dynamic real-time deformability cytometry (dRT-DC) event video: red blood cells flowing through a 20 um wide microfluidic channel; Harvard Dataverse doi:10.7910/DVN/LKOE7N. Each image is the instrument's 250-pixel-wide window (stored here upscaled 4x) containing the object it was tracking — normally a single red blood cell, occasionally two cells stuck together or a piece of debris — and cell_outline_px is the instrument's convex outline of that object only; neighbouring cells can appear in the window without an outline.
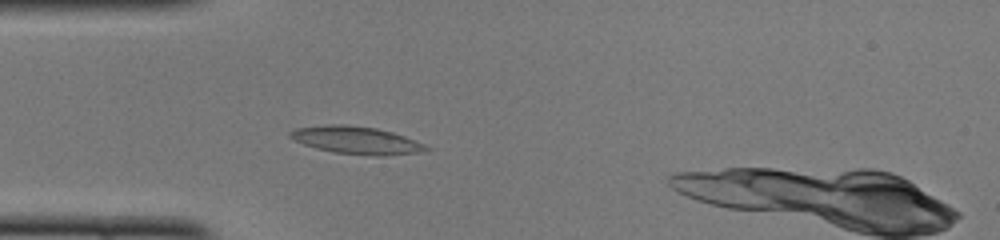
{"species": "common noctule bat (a hibernating species)", "species_latin": "Nyctalus noctula", "temperature_condition": "cold", "stored_images_in_passage": 44, "camera_frame_rate_fps": 3000, "um_per_image_px": 0.085, "animal": {"sex": "female", "body_mass_g": 22.0, "forearm_length_mm": 56.7}, "frame": {"image": 1, "passage_image": 13, "time_ms": 4.0, "image_size_px": [1000, 240], "cell_outline_px": [[432, 148], [416, 152], [380, 156], [376, 156], [332, 152], [316, 148], [304, 144], [288, 136], [288, 132], [296, 128], [324, 124], [344, 124], [376, 128], [392, 132], [404, 136], [424, 144]], "centroid_in_image_um": [30.24, 11.9], "position_along_channel_um": 54.8, "area_um2": 21.68}}
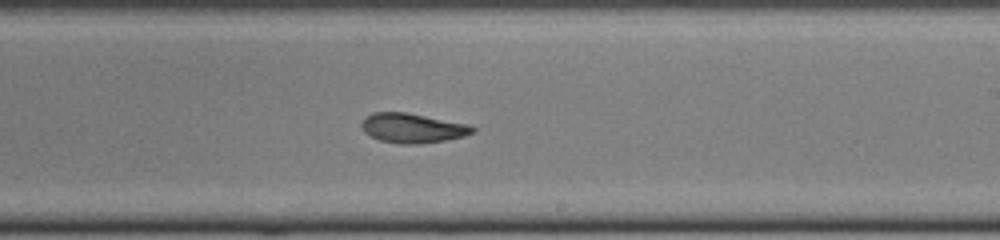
{"frame": {"image": 2, "passage_image": 28, "time_ms": 9.0, "image_size_px": [1000, 240], "cell_outline_px": [[476, 128], [472, 132], [464, 136], [444, 140], [416, 144], [400, 144], [380, 140], [364, 132], [360, 124], [364, 116], [372, 112], [408, 112], [468, 124]], "centroid_in_image_um": [35.02, 10.87], "position_along_channel_um": 254.0, "area_um2": 19.13}}
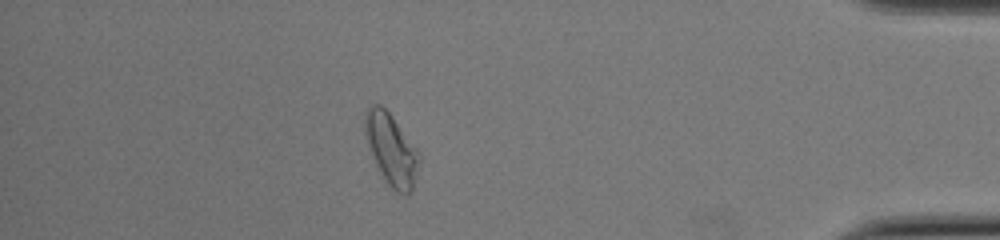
{"frame": {"image": 3, "passage_image": 42, "time_ms": 13.667, "image_size_px": [1000, 240], "cell_outline_px": [[420, 160], [412, 192], [408, 196], [396, 192], [384, 180], [376, 168], [368, 148], [364, 132], [364, 112], [372, 104], [380, 104], [392, 116], [420, 152]], "centroid_in_image_um": [33.25, 12.73], "position_along_channel_um": 402.0, "area_um2": 23.06}, "authors_computed_cell_mechanics": {"area_um2": 19.8254, "velocity_mm_per_s": 4.0808, "shape_relaxation_time_tau1_ms": 10.3797, "shape_relaxation_time_tau2_ms": 2.7874, "deformation_change_tau1": 0.2863, "deformation_change_tau2": 0.0916}}